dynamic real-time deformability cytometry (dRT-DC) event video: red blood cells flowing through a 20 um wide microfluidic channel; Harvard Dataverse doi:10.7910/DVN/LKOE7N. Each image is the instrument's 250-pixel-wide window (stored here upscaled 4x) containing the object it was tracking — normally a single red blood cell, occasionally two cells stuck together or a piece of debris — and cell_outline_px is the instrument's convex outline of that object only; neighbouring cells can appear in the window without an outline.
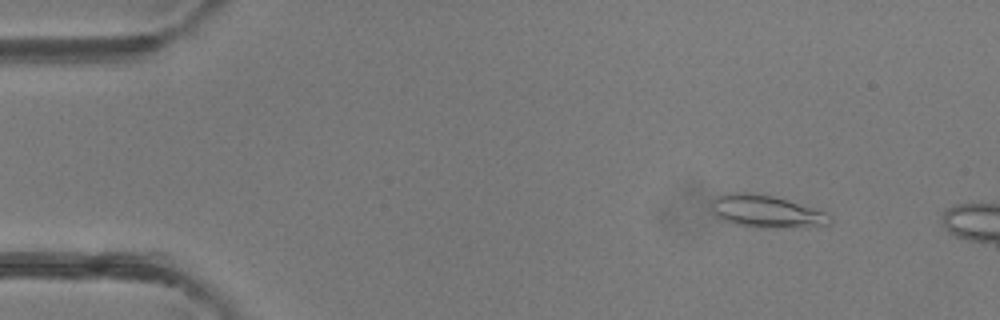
{"species": "common noctule bat (a hibernating species)", "species_latin": "Nyctalus noctula", "temperature_condition": "room temperature", "stored_images_in_passage": 3, "camera_frame_rate_fps": 3000, "um_per_image_px": 0.085, "animal": {"sex": "female"}, "frame": {"image": 1, "passage_image": 1, "time_ms": 0.0, "image_size_px": [1000, 320], "cell_outline_px": [[832, 224], [784, 228], [752, 228], [736, 224], [724, 220], [716, 216], [712, 212], [712, 200], [716, 196], [732, 192], [748, 192], [772, 196], [828, 212], [832, 216]], "centroid_in_image_um": [65.14, 17.98], "position_along_channel_um": 19.9, "area_um2": 22.54}}